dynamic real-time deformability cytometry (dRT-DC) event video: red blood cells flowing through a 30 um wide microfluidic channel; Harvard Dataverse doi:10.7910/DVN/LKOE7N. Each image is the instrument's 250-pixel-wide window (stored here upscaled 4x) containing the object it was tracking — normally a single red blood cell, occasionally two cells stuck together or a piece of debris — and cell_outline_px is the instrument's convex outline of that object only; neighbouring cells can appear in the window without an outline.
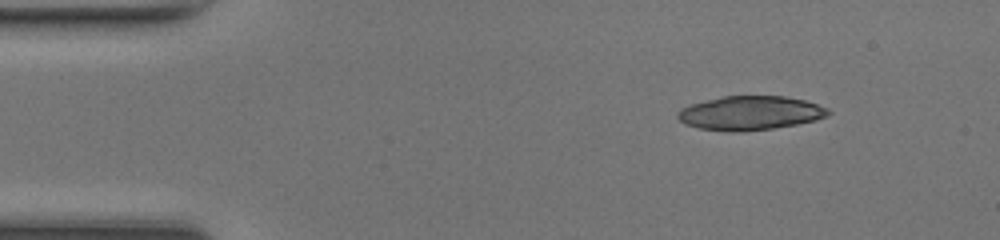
{"species": "common noctule bat (a hibernating species)", "species_latin": "Nyctalus noctula", "temperature_condition": "room temperature", "stored_images_in_passage": 21, "camera_frame_rate_fps": 3000, "um_per_image_px": 0.085, "animal": {"sex": "female", "body_mass_g": 17.0, "forearm_length_mm": 48.0}, "frame": {"image": 1, "passage_image": 1, "time_ms": 0.0, "image_size_px": [1000, 240], "cell_outline_px": [[832, 112], [828, 116], [816, 120], [796, 124], [772, 128], [736, 132], [728, 132], [700, 128], [684, 124], [676, 116], [676, 112], [680, 108], [688, 104], [724, 96], [784, 96], [804, 100], [828, 108]], "centroid_in_image_um": [63.73, 9.6], "position_along_channel_um": 21.3, "area_um2": 29.94}}